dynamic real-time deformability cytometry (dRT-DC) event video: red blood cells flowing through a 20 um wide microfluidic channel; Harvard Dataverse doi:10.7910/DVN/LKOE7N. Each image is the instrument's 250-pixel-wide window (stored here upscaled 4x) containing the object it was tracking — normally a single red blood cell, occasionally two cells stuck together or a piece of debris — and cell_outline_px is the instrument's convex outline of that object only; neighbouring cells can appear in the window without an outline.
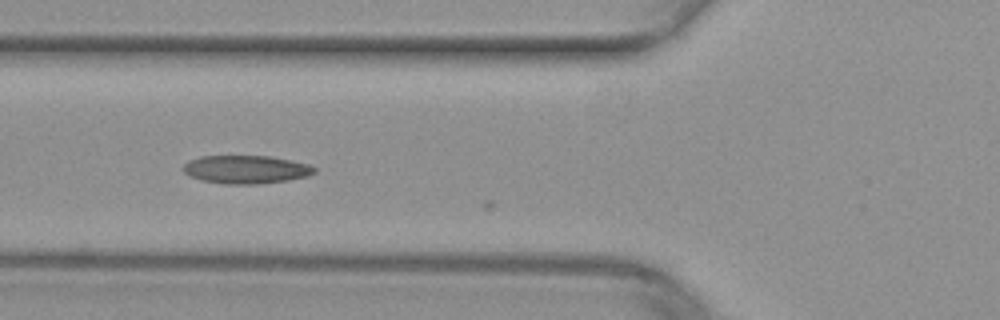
{"species": "common noctule bat (a hibernating species)", "species_latin": "Nyctalus noctula", "temperature_condition": "warm", "stored_images_in_passage": 3, "camera_frame_rate_fps": 3000, "um_per_image_px": 0.085, "animal": {"sex": "female", "body_mass_g": 29.2, "forearm_length_mm": 56.3}, "frame": {"image": 1, "passage_image": 2, "time_ms": 0.333, "image_size_px": [1000, 320], "cell_outline_px": [[316, 172], [308, 176], [288, 180], [260, 184], [224, 184], [200, 180], [184, 172], [184, 164], [188, 160], [200, 156], [268, 156], [308, 164], [316, 168]], "centroid_in_image_um": [20.91, 14.41], "position_along_channel_um": 104.9, "area_um2": 21.5}}